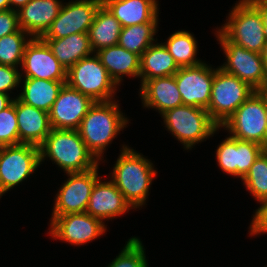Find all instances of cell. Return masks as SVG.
<instances>
[{
	"mask_svg": "<svg viewBox=\"0 0 267 267\" xmlns=\"http://www.w3.org/2000/svg\"><path fill=\"white\" fill-rule=\"evenodd\" d=\"M120 154L109 173L111 181L133 209L144 207L158 171L152 161L129 145H121ZM144 205V206H143Z\"/></svg>",
	"mask_w": 267,
	"mask_h": 267,
	"instance_id": "obj_1",
	"label": "cell"
},
{
	"mask_svg": "<svg viewBox=\"0 0 267 267\" xmlns=\"http://www.w3.org/2000/svg\"><path fill=\"white\" fill-rule=\"evenodd\" d=\"M129 124L119 106V100L95 102L82 119L77 129L87 149L103 162L104 153L113 140Z\"/></svg>",
	"mask_w": 267,
	"mask_h": 267,
	"instance_id": "obj_2",
	"label": "cell"
},
{
	"mask_svg": "<svg viewBox=\"0 0 267 267\" xmlns=\"http://www.w3.org/2000/svg\"><path fill=\"white\" fill-rule=\"evenodd\" d=\"M40 148V164L52 161L64 173L85 172L100 162L87 149L77 130L51 129Z\"/></svg>",
	"mask_w": 267,
	"mask_h": 267,
	"instance_id": "obj_3",
	"label": "cell"
},
{
	"mask_svg": "<svg viewBox=\"0 0 267 267\" xmlns=\"http://www.w3.org/2000/svg\"><path fill=\"white\" fill-rule=\"evenodd\" d=\"M165 129L179 141L185 150L206 141L219 132V127L204 108L189 105L177 106L160 115Z\"/></svg>",
	"mask_w": 267,
	"mask_h": 267,
	"instance_id": "obj_4",
	"label": "cell"
},
{
	"mask_svg": "<svg viewBox=\"0 0 267 267\" xmlns=\"http://www.w3.org/2000/svg\"><path fill=\"white\" fill-rule=\"evenodd\" d=\"M227 17L217 29L234 44L261 54L267 38L259 11L247 0H238Z\"/></svg>",
	"mask_w": 267,
	"mask_h": 267,
	"instance_id": "obj_5",
	"label": "cell"
},
{
	"mask_svg": "<svg viewBox=\"0 0 267 267\" xmlns=\"http://www.w3.org/2000/svg\"><path fill=\"white\" fill-rule=\"evenodd\" d=\"M66 83L94 102L115 100L119 88L96 53L75 63L67 71Z\"/></svg>",
	"mask_w": 267,
	"mask_h": 267,
	"instance_id": "obj_6",
	"label": "cell"
},
{
	"mask_svg": "<svg viewBox=\"0 0 267 267\" xmlns=\"http://www.w3.org/2000/svg\"><path fill=\"white\" fill-rule=\"evenodd\" d=\"M254 92L255 90L247 83L217 67L210 103L206 110L220 127Z\"/></svg>",
	"mask_w": 267,
	"mask_h": 267,
	"instance_id": "obj_7",
	"label": "cell"
},
{
	"mask_svg": "<svg viewBox=\"0 0 267 267\" xmlns=\"http://www.w3.org/2000/svg\"><path fill=\"white\" fill-rule=\"evenodd\" d=\"M267 105L255 91L220 127L233 138L251 141L267 149Z\"/></svg>",
	"mask_w": 267,
	"mask_h": 267,
	"instance_id": "obj_8",
	"label": "cell"
},
{
	"mask_svg": "<svg viewBox=\"0 0 267 267\" xmlns=\"http://www.w3.org/2000/svg\"><path fill=\"white\" fill-rule=\"evenodd\" d=\"M40 148L30 144L0 147V198L40 167Z\"/></svg>",
	"mask_w": 267,
	"mask_h": 267,
	"instance_id": "obj_9",
	"label": "cell"
},
{
	"mask_svg": "<svg viewBox=\"0 0 267 267\" xmlns=\"http://www.w3.org/2000/svg\"><path fill=\"white\" fill-rule=\"evenodd\" d=\"M214 34L226 59L219 68L238 77L256 91L267 78L261 54L229 41L217 27Z\"/></svg>",
	"mask_w": 267,
	"mask_h": 267,
	"instance_id": "obj_10",
	"label": "cell"
},
{
	"mask_svg": "<svg viewBox=\"0 0 267 267\" xmlns=\"http://www.w3.org/2000/svg\"><path fill=\"white\" fill-rule=\"evenodd\" d=\"M100 164L85 172L66 173L68 178L54 198L50 222L56 216L86 212L95 182L102 177L98 176Z\"/></svg>",
	"mask_w": 267,
	"mask_h": 267,
	"instance_id": "obj_11",
	"label": "cell"
},
{
	"mask_svg": "<svg viewBox=\"0 0 267 267\" xmlns=\"http://www.w3.org/2000/svg\"><path fill=\"white\" fill-rule=\"evenodd\" d=\"M49 225L47 234L51 238L74 246L92 242L107 231V225L102 220L87 212L56 216Z\"/></svg>",
	"mask_w": 267,
	"mask_h": 267,
	"instance_id": "obj_12",
	"label": "cell"
},
{
	"mask_svg": "<svg viewBox=\"0 0 267 267\" xmlns=\"http://www.w3.org/2000/svg\"><path fill=\"white\" fill-rule=\"evenodd\" d=\"M102 0L63 2L58 16L42 38L60 39L71 34L88 33Z\"/></svg>",
	"mask_w": 267,
	"mask_h": 267,
	"instance_id": "obj_13",
	"label": "cell"
},
{
	"mask_svg": "<svg viewBox=\"0 0 267 267\" xmlns=\"http://www.w3.org/2000/svg\"><path fill=\"white\" fill-rule=\"evenodd\" d=\"M216 69L205 61L197 66L179 68L174 76L183 105L208 108Z\"/></svg>",
	"mask_w": 267,
	"mask_h": 267,
	"instance_id": "obj_14",
	"label": "cell"
},
{
	"mask_svg": "<svg viewBox=\"0 0 267 267\" xmlns=\"http://www.w3.org/2000/svg\"><path fill=\"white\" fill-rule=\"evenodd\" d=\"M20 70L21 78L67 81V70L42 38H32L28 42Z\"/></svg>",
	"mask_w": 267,
	"mask_h": 267,
	"instance_id": "obj_15",
	"label": "cell"
},
{
	"mask_svg": "<svg viewBox=\"0 0 267 267\" xmlns=\"http://www.w3.org/2000/svg\"><path fill=\"white\" fill-rule=\"evenodd\" d=\"M265 148L260 144L228 135L216 149V161L223 173L241 180Z\"/></svg>",
	"mask_w": 267,
	"mask_h": 267,
	"instance_id": "obj_16",
	"label": "cell"
},
{
	"mask_svg": "<svg viewBox=\"0 0 267 267\" xmlns=\"http://www.w3.org/2000/svg\"><path fill=\"white\" fill-rule=\"evenodd\" d=\"M94 103L89 96L65 83L49 111L51 127L53 129L77 130Z\"/></svg>",
	"mask_w": 267,
	"mask_h": 267,
	"instance_id": "obj_17",
	"label": "cell"
},
{
	"mask_svg": "<svg viewBox=\"0 0 267 267\" xmlns=\"http://www.w3.org/2000/svg\"><path fill=\"white\" fill-rule=\"evenodd\" d=\"M101 178L95 182L86 212L105 223L133 210L116 185Z\"/></svg>",
	"mask_w": 267,
	"mask_h": 267,
	"instance_id": "obj_18",
	"label": "cell"
},
{
	"mask_svg": "<svg viewBox=\"0 0 267 267\" xmlns=\"http://www.w3.org/2000/svg\"><path fill=\"white\" fill-rule=\"evenodd\" d=\"M62 4L61 0H31L17 11L19 27L32 38H42L58 16Z\"/></svg>",
	"mask_w": 267,
	"mask_h": 267,
	"instance_id": "obj_19",
	"label": "cell"
},
{
	"mask_svg": "<svg viewBox=\"0 0 267 267\" xmlns=\"http://www.w3.org/2000/svg\"><path fill=\"white\" fill-rule=\"evenodd\" d=\"M19 144L40 147L51 132L49 113L21 102L15 97Z\"/></svg>",
	"mask_w": 267,
	"mask_h": 267,
	"instance_id": "obj_20",
	"label": "cell"
},
{
	"mask_svg": "<svg viewBox=\"0 0 267 267\" xmlns=\"http://www.w3.org/2000/svg\"><path fill=\"white\" fill-rule=\"evenodd\" d=\"M139 90L143 107L152 108L160 115L183 105L174 75L147 80Z\"/></svg>",
	"mask_w": 267,
	"mask_h": 267,
	"instance_id": "obj_21",
	"label": "cell"
},
{
	"mask_svg": "<svg viewBox=\"0 0 267 267\" xmlns=\"http://www.w3.org/2000/svg\"><path fill=\"white\" fill-rule=\"evenodd\" d=\"M122 27L159 21L157 0H102Z\"/></svg>",
	"mask_w": 267,
	"mask_h": 267,
	"instance_id": "obj_22",
	"label": "cell"
},
{
	"mask_svg": "<svg viewBox=\"0 0 267 267\" xmlns=\"http://www.w3.org/2000/svg\"><path fill=\"white\" fill-rule=\"evenodd\" d=\"M102 65L106 68L110 77L120 86L123 77L139 78L140 56L126 50L125 48L114 45L100 49L96 52Z\"/></svg>",
	"mask_w": 267,
	"mask_h": 267,
	"instance_id": "obj_23",
	"label": "cell"
},
{
	"mask_svg": "<svg viewBox=\"0 0 267 267\" xmlns=\"http://www.w3.org/2000/svg\"><path fill=\"white\" fill-rule=\"evenodd\" d=\"M66 82L38 78H21L22 90L19 89L20 93L16 97L27 105L49 113Z\"/></svg>",
	"mask_w": 267,
	"mask_h": 267,
	"instance_id": "obj_24",
	"label": "cell"
},
{
	"mask_svg": "<svg viewBox=\"0 0 267 267\" xmlns=\"http://www.w3.org/2000/svg\"><path fill=\"white\" fill-rule=\"evenodd\" d=\"M42 39L67 71L79 60L94 54L88 33L71 34L60 39Z\"/></svg>",
	"mask_w": 267,
	"mask_h": 267,
	"instance_id": "obj_25",
	"label": "cell"
},
{
	"mask_svg": "<svg viewBox=\"0 0 267 267\" xmlns=\"http://www.w3.org/2000/svg\"><path fill=\"white\" fill-rule=\"evenodd\" d=\"M179 70L173 56L157 41L140 56V86L147 80L175 75Z\"/></svg>",
	"mask_w": 267,
	"mask_h": 267,
	"instance_id": "obj_26",
	"label": "cell"
},
{
	"mask_svg": "<svg viewBox=\"0 0 267 267\" xmlns=\"http://www.w3.org/2000/svg\"><path fill=\"white\" fill-rule=\"evenodd\" d=\"M121 30V23L114 17L111 11L102 4L88 31L93 52L96 53L100 49L118 45Z\"/></svg>",
	"mask_w": 267,
	"mask_h": 267,
	"instance_id": "obj_27",
	"label": "cell"
},
{
	"mask_svg": "<svg viewBox=\"0 0 267 267\" xmlns=\"http://www.w3.org/2000/svg\"><path fill=\"white\" fill-rule=\"evenodd\" d=\"M161 43L173 56L179 68L197 66L204 62L197 58L198 42L194 34L187 30L175 31L166 42Z\"/></svg>",
	"mask_w": 267,
	"mask_h": 267,
	"instance_id": "obj_28",
	"label": "cell"
},
{
	"mask_svg": "<svg viewBox=\"0 0 267 267\" xmlns=\"http://www.w3.org/2000/svg\"><path fill=\"white\" fill-rule=\"evenodd\" d=\"M159 22H147L128 27H122L118 45L139 56L158 39Z\"/></svg>",
	"mask_w": 267,
	"mask_h": 267,
	"instance_id": "obj_29",
	"label": "cell"
},
{
	"mask_svg": "<svg viewBox=\"0 0 267 267\" xmlns=\"http://www.w3.org/2000/svg\"><path fill=\"white\" fill-rule=\"evenodd\" d=\"M32 37L21 28L0 38V65L20 67L24 50Z\"/></svg>",
	"mask_w": 267,
	"mask_h": 267,
	"instance_id": "obj_30",
	"label": "cell"
},
{
	"mask_svg": "<svg viewBox=\"0 0 267 267\" xmlns=\"http://www.w3.org/2000/svg\"><path fill=\"white\" fill-rule=\"evenodd\" d=\"M242 181L256 201L267 200V149L256 158Z\"/></svg>",
	"mask_w": 267,
	"mask_h": 267,
	"instance_id": "obj_31",
	"label": "cell"
},
{
	"mask_svg": "<svg viewBox=\"0 0 267 267\" xmlns=\"http://www.w3.org/2000/svg\"><path fill=\"white\" fill-rule=\"evenodd\" d=\"M106 267H149L145 247L138 237H131Z\"/></svg>",
	"mask_w": 267,
	"mask_h": 267,
	"instance_id": "obj_32",
	"label": "cell"
},
{
	"mask_svg": "<svg viewBox=\"0 0 267 267\" xmlns=\"http://www.w3.org/2000/svg\"><path fill=\"white\" fill-rule=\"evenodd\" d=\"M12 145H19L15 98L7 108L0 112V147Z\"/></svg>",
	"mask_w": 267,
	"mask_h": 267,
	"instance_id": "obj_33",
	"label": "cell"
},
{
	"mask_svg": "<svg viewBox=\"0 0 267 267\" xmlns=\"http://www.w3.org/2000/svg\"><path fill=\"white\" fill-rule=\"evenodd\" d=\"M20 69L8 66L0 65V92L5 94H12V90H17L20 87L21 73ZM10 92V93H9Z\"/></svg>",
	"mask_w": 267,
	"mask_h": 267,
	"instance_id": "obj_34",
	"label": "cell"
},
{
	"mask_svg": "<svg viewBox=\"0 0 267 267\" xmlns=\"http://www.w3.org/2000/svg\"><path fill=\"white\" fill-rule=\"evenodd\" d=\"M254 211L248 230L251 237L267 233V200L260 202V206Z\"/></svg>",
	"mask_w": 267,
	"mask_h": 267,
	"instance_id": "obj_35",
	"label": "cell"
},
{
	"mask_svg": "<svg viewBox=\"0 0 267 267\" xmlns=\"http://www.w3.org/2000/svg\"><path fill=\"white\" fill-rule=\"evenodd\" d=\"M20 29L18 24V13L15 10H0V38Z\"/></svg>",
	"mask_w": 267,
	"mask_h": 267,
	"instance_id": "obj_36",
	"label": "cell"
},
{
	"mask_svg": "<svg viewBox=\"0 0 267 267\" xmlns=\"http://www.w3.org/2000/svg\"><path fill=\"white\" fill-rule=\"evenodd\" d=\"M251 3L261 14L263 25H264V35L267 38V2H249Z\"/></svg>",
	"mask_w": 267,
	"mask_h": 267,
	"instance_id": "obj_37",
	"label": "cell"
},
{
	"mask_svg": "<svg viewBox=\"0 0 267 267\" xmlns=\"http://www.w3.org/2000/svg\"><path fill=\"white\" fill-rule=\"evenodd\" d=\"M15 97H11V94H5L0 92V112L7 108Z\"/></svg>",
	"mask_w": 267,
	"mask_h": 267,
	"instance_id": "obj_38",
	"label": "cell"
},
{
	"mask_svg": "<svg viewBox=\"0 0 267 267\" xmlns=\"http://www.w3.org/2000/svg\"><path fill=\"white\" fill-rule=\"evenodd\" d=\"M30 1L31 0H10V9L18 11Z\"/></svg>",
	"mask_w": 267,
	"mask_h": 267,
	"instance_id": "obj_39",
	"label": "cell"
},
{
	"mask_svg": "<svg viewBox=\"0 0 267 267\" xmlns=\"http://www.w3.org/2000/svg\"><path fill=\"white\" fill-rule=\"evenodd\" d=\"M256 92L263 98L265 104L267 105V78L264 82L259 86Z\"/></svg>",
	"mask_w": 267,
	"mask_h": 267,
	"instance_id": "obj_40",
	"label": "cell"
},
{
	"mask_svg": "<svg viewBox=\"0 0 267 267\" xmlns=\"http://www.w3.org/2000/svg\"><path fill=\"white\" fill-rule=\"evenodd\" d=\"M261 56L263 58V63H264V70L267 76V43L265 44L263 51L261 53Z\"/></svg>",
	"mask_w": 267,
	"mask_h": 267,
	"instance_id": "obj_41",
	"label": "cell"
},
{
	"mask_svg": "<svg viewBox=\"0 0 267 267\" xmlns=\"http://www.w3.org/2000/svg\"><path fill=\"white\" fill-rule=\"evenodd\" d=\"M10 9V0H0V10Z\"/></svg>",
	"mask_w": 267,
	"mask_h": 267,
	"instance_id": "obj_42",
	"label": "cell"
},
{
	"mask_svg": "<svg viewBox=\"0 0 267 267\" xmlns=\"http://www.w3.org/2000/svg\"><path fill=\"white\" fill-rule=\"evenodd\" d=\"M248 2H267V0H247Z\"/></svg>",
	"mask_w": 267,
	"mask_h": 267,
	"instance_id": "obj_43",
	"label": "cell"
}]
</instances>
